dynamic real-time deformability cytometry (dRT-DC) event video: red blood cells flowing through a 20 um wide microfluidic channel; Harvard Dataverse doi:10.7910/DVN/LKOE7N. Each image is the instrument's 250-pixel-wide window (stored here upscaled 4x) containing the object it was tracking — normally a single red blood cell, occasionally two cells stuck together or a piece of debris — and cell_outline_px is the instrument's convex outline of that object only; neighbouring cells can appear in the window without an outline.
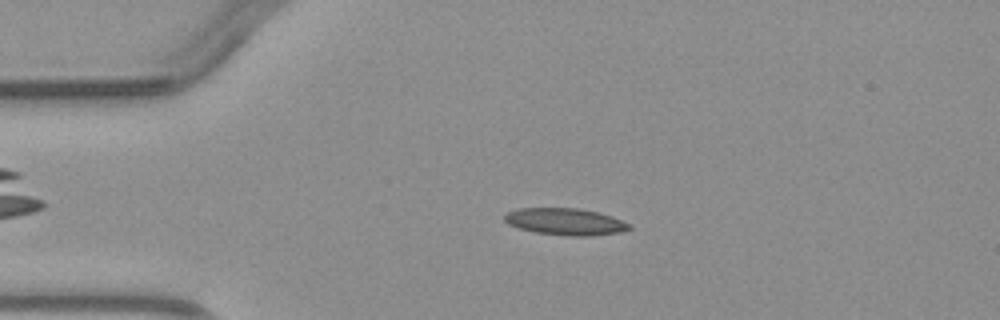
{"species": "common noctule bat (a hibernating species)", "species_latin": "Nyctalus noctula", "temperature_condition": "warm", "stored_images_in_passage": 4, "camera_frame_rate_fps": 3000, "um_per_image_px": 0.085, "animal": {"sex": "male", "body_mass_g": 23.1, "forearm_length_mm": 52.7}, "frame": {"image": 1, "passage_image": 3, "time_ms": 2.333, "image_size_px": [1000, 320], "cell_outline_px": [[632, 228], [620, 232], [588, 236], [568, 236], [536, 232], [520, 228], [508, 224], [504, 220], [504, 216], [508, 212], [520, 208], [576, 208], [596, 212], [612, 216], [632, 224]], "centroid_in_image_um": [48.08, 18.84], "position_along_channel_um": 36.9, "area_um2": 19.42}}